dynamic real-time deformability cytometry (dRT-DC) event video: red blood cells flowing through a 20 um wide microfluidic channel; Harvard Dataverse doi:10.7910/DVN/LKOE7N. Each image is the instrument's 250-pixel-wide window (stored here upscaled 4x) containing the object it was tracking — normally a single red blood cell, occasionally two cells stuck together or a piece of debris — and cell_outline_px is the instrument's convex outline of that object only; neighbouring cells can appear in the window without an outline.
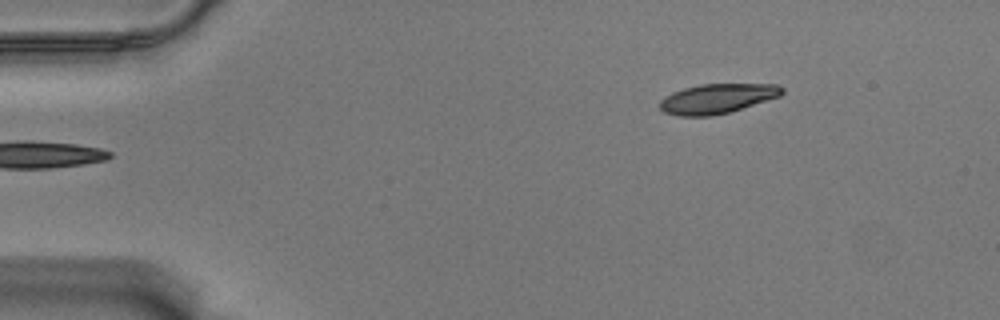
{"species": "Egyptian fruit bat (a non-hibernating species)", "species_latin": "Rousettus aegyptiacus", "temperature_condition": "warm", "stored_images_in_passage": 50, "camera_frame_rate_fps": 3000, "um_per_image_px": 0.085, "animal": {"sex": "male"}, "frame": {"image": 1, "passage_image": 1, "time_ms": 0.0, "image_size_px": [1000, 320], "cell_outline_px": [[784, 92], [780, 96], [728, 112], [712, 116], [676, 116], [664, 112], [660, 108], [660, 100], [664, 96], [672, 92], [684, 88], [700, 84], [776, 84], [784, 88]], "centroid_in_image_um": [60.93, 8.38], "position_along_channel_um": 24.1, "area_um2": 21.1}}
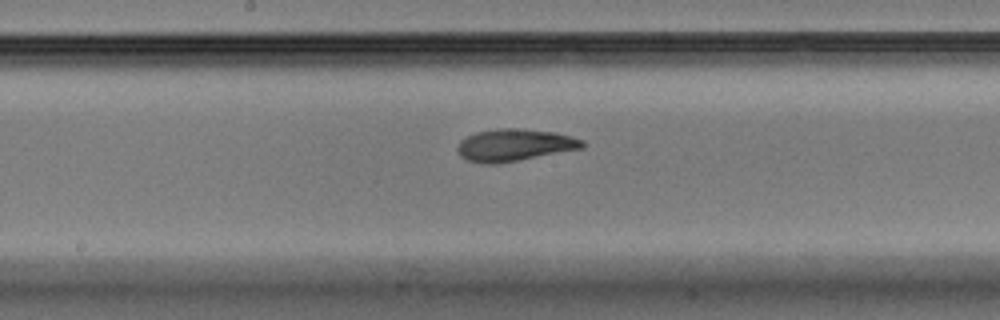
{"frame": {"image": 2, "passage_image": 23, "time_ms": 7.333, "image_size_px": [1000, 320], "cell_outline_px": [[584, 148], [496, 164], [484, 164], [468, 160], [460, 156], [456, 148], [460, 140], [476, 132], [496, 128], [516, 128], [552, 132], [572, 136], [584, 140]], "centroid_in_image_um": [43.71, 12.33], "position_along_channel_um": 204.5, "area_um2": 23.35}}
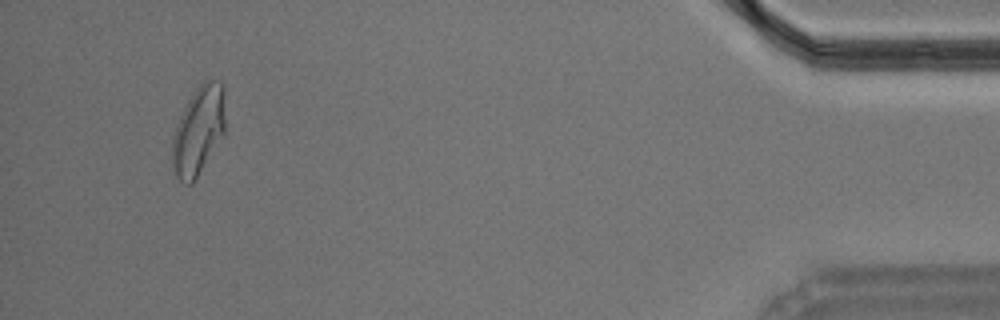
{"frame": {"image": 3, "passage_image": 47, "time_ms": 15.333, "image_size_px": [1000, 320], "cell_outline_px": [[224, 132], [196, 180], [192, 184], [184, 184], [176, 176], [172, 164], [172, 136], [176, 124], [188, 100], [196, 88], [200, 84], [208, 80], [220, 80], [224, 84]], "centroid_in_image_um": [16.86, 11.1], "position_along_channel_um": 418.3, "area_um2": 27.34}, "authors_computed_cell_mechanics": {"area_um2": 23.0622, "velocity_mm_per_s": 3.5321, "shape_relaxation_time_tau1_ms": 7.1539, "shape_relaxation_time_tau2_ms": 2.6509, "deformation_change_tau1": 0.2117, "deformation_change_tau2": 0.077}}